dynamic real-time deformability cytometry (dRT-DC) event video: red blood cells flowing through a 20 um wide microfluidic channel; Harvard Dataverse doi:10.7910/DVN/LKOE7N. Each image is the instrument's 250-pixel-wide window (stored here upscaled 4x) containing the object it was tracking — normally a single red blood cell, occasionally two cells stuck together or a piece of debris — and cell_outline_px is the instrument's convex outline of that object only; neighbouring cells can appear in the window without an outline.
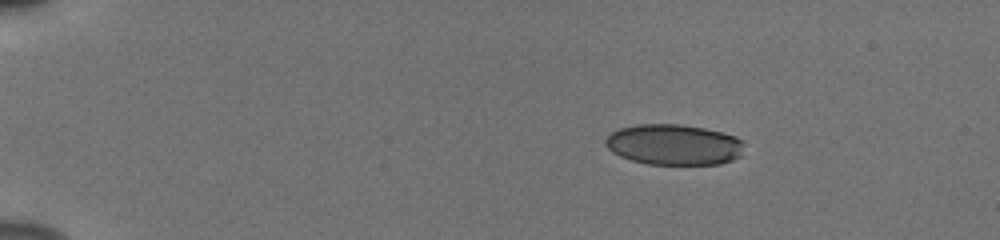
{"species": "human", "species_latin": "Homo sapiens", "temperature_condition": "cold", "stored_images_in_passage": 46, "camera_frame_rate_fps": 3000, "um_per_image_px": 0.085, "donor": {"sex": "male"}, "frame": {"image": 1, "passage_image": 1, "time_ms": 0.0, "image_size_px": [1000, 240], "cell_outline_px": [[744, 144], [740, 156], [732, 160], [720, 164], [648, 164], [632, 160], [620, 156], [612, 152], [604, 144], [604, 140], [612, 132], [620, 128], [640, 124], [680, 124], [704, 128], [736, 136], [744, 140]], "centroid_in_image_um": [57.29, 12.29], "position_along_channel_um": 27.7, "area_um2": 32.95}}
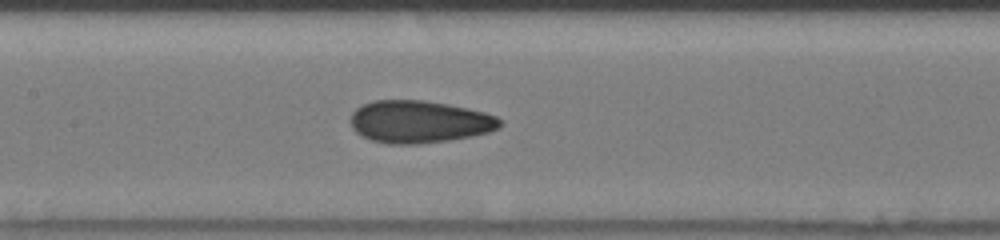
{"frame": {"image": 2, "passage_image": 20, "time_ms": 6.333, "image_size_px": [1000, 240], "cell_outline_px": [[500, 128], [488, 132], [472, 136], [448, 140], [416, 144], [388, 144], [372, 140], [360, 136], [352, 128], [352, 112], [356, 108], [372, 100], [424, 100], [448, 104], [484, 112], [496, 116], [500, 120]], "centroid_in_image_um": [35.62, 10.35], "position_along_channel_um": 171.8, "area_um2": 36.82}}
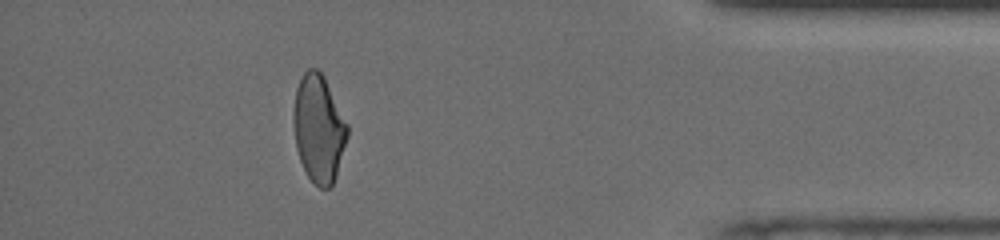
{"frame": {"image": 3, "passage_image": 41, "time_ms": 13.333, "image_size_px": [1000, 240], "cell_outline_px": [[348, 136], [336, 176], [332, 184], [328, 188], [320, 188], [308, 176], [300, 160], [296, 148], [292, 124], [292, 116], [296, 88], [304, 72], [308, 68], [316, 68], [324, 76], [348, 124]], "centroid_in_image_um": [27.08, 10.91], "position_along_channel_um": 408.1, "area_um2": 33.81}, "authors_computed_cell_mechanics": {"area_um2": 35.3158, "velocity_mm_per_s": 3.8635, "shape_relaxation_time_tau1_ms": 6.0427, "shape_relaxation_time_tau2_ms": 1.324, "deformation_change_tau1": 0.1394, "deformation_change_tau2": 0.069}}